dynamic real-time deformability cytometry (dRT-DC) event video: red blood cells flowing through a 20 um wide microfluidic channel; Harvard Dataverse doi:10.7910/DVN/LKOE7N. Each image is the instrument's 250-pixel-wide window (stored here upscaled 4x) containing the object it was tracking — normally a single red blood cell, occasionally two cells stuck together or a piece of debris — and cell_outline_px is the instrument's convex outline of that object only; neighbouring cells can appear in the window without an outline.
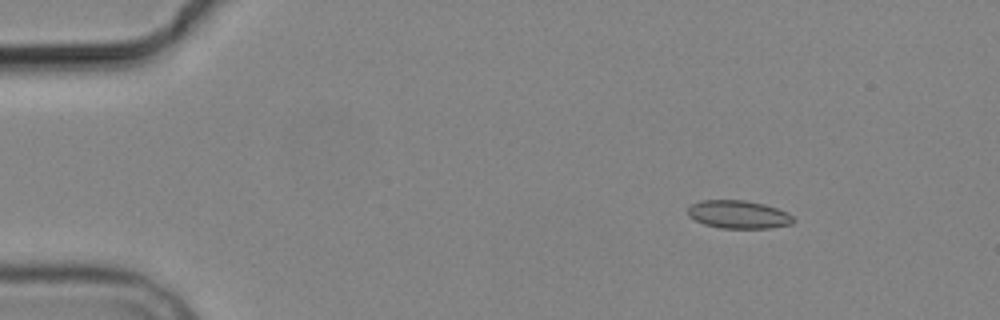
{"species": "common noctule bat (a hibernating species)", "species_latin": "Nyctalus noctula", "temperature_condition": "cold", "stored_images_in_passage": 7, "camera_frame_rate_fps": 3000, "um_per_image_px": 0.085, "animal": {"sex": "male", "body_mass_g": 19.2, "forearm_length_mm": 51.8}, "frame": {"image": 1, "passage_image": 1, "time_ms": 0.0, "image_size_px": [1000, 320], "cell_outline_px": [[796, 220], [792, 224], [772, 228], [720, 228], [704, 224], [688, 216], [688, 208], [692, 204], [700, 200], [744, 200], [764, 204], [788, 212]], "centroid_in_image_um": [62.79, 18.23], "position_along_channel_um": 22.2, "area_um2": 17.34}}
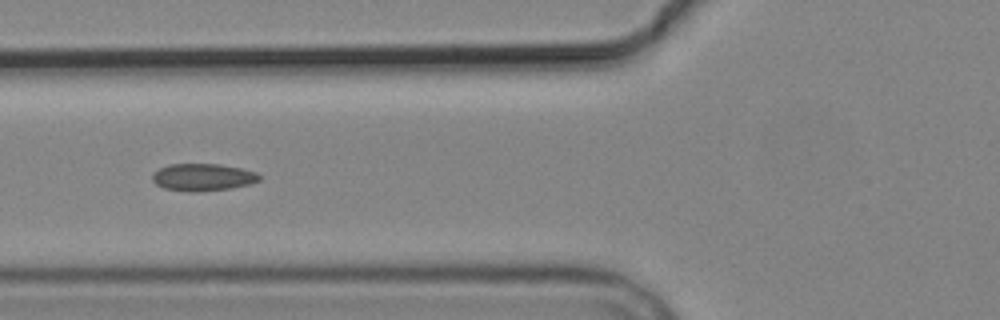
{"frame": {"image": 2, "passage_image": 5, "time_ms": 4.667, "image_size_px": [1000, 320], "cell_outline_px": [[260, 180], [252, 184], [232, 188], [196, 192], [188, 192], [164, 188], [156, 184], [152, 180], [152, 172], [168, 164], [220, 164], [240, 168], [256, 172], [260, 176]], "centroid_in_image_um": [17.23, 15.07], "position_along_channel_um": 108.6, "area_um2": 17.17}}
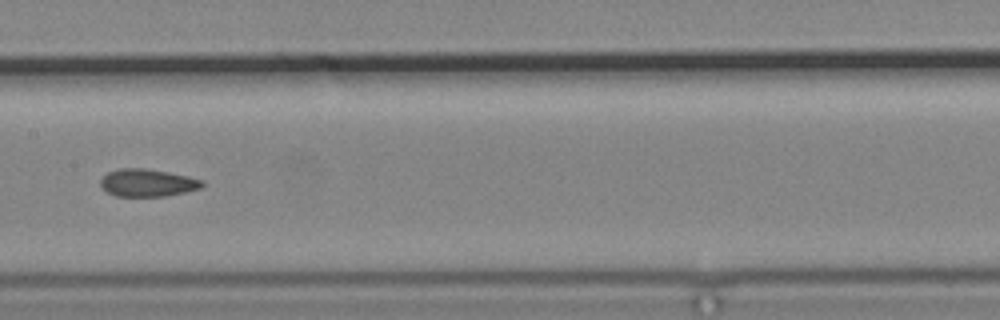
{"frame": {"image": 3, "passage_image": 7, "time_ms": 7.0, "image_size_px": [1000, 320], "cell_outline_px": [[204, 184], [200, 188], [184, 192], [164, 196], [116, 196], [108, 192], [100, 184], [100, 180], [108, 172], [120, 168], [144, 168], [168, 172], [188, 176], [204, 180]], "centroid_in_image_um": [12.55, 15.53], "position_along_channel_um": 194.9, "area_um2": 16.18}}